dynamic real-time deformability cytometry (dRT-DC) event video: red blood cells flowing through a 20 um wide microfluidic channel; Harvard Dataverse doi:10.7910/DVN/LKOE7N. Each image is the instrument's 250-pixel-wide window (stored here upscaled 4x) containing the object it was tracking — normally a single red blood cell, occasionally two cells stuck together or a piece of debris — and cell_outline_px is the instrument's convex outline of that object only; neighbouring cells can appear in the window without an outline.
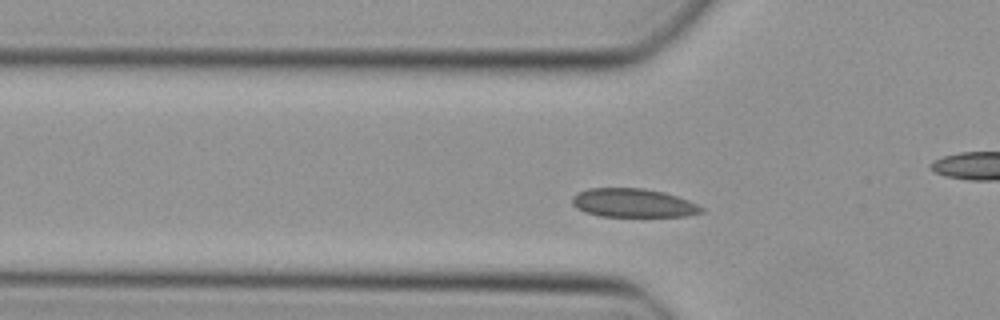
{"species": "Egyptian fruit bat (a non-hibernating species)", "species_latin": "Rousettus aegyptiacus", "temperature_condition": "cold", "stored_images_in_passage": 41, "camera_frame_rate_fps": 3000, "um_per_image_px": 0.085, "animal": {"sex": "female"}, "frame": {"image": 1, "passage_image": 7, "time_ms": 2.0, "image_size_px": [1000, 320], "cell_outline_px": [[704, 212], [688, 216], [600, 216], [584, 212], [576, 208], [572, 204], [572, 196], [576, 192], [588, 188], [644, 188], [664, 192], [688, 200], [704, 208]], "centroid_in_image_um": [53.79, 17.25], "position_along_channel_um": 72.0, "area_um2": 21.73}}
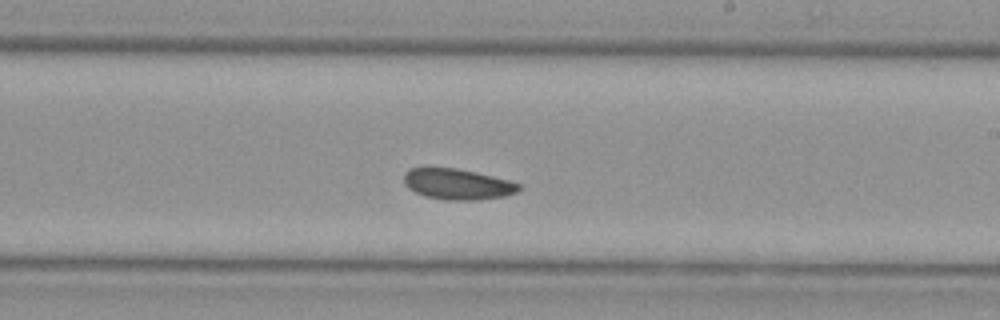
{"frame": {"image": 2, "passage_image": 20, "time_ms": 6.333, "image_size_px": [1000, 320], "cell_outline_px": [[520, 188], [516, 192], [504, 196], [480, 200], [444, 200], [424, 196], [408, 188], [404, 184], [404, 172], [408, 168], [456, 168], [476, 172], [508, 180], [520, 184]], "centroid_in_image_um": [38.86, 15.66], "position_along_channel_um": 250.1, "area_um2": 20.63}}
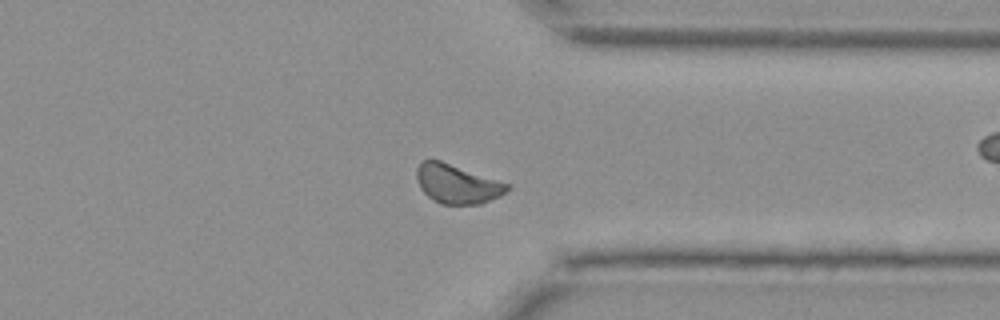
{"frame": {"image": 3, "passage_image": 29, "time_ms": 9.333, "image_size_px": [1000, 320], "cell_outline_px": [[512, 188], [500, 196], [480, 204], [440, 204], [428, 196], [420, 188], [416, 176], [416, 168], [424, 160], [440, 160], [512, 184]], "centroid_in_image_um": [38.9, 15.63], "position_along_channel_um": 372.5, "area_um2": 20.75}}